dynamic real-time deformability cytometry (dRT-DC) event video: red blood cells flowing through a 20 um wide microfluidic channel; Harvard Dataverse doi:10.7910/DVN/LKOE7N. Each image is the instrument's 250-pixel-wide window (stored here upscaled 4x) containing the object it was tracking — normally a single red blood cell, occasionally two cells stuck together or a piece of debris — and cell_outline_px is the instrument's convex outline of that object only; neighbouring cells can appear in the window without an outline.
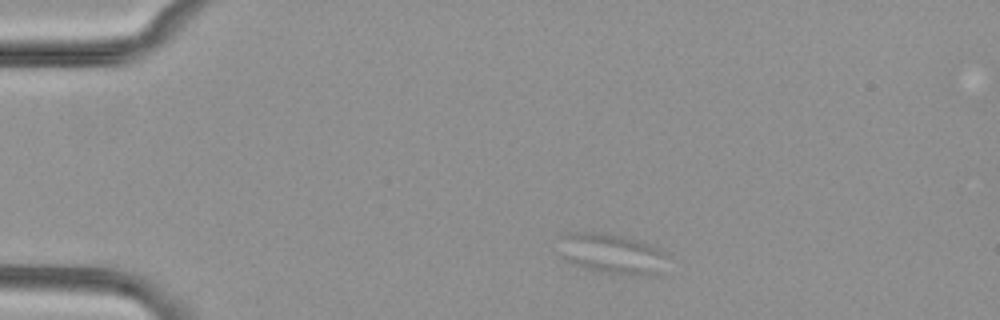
{"species": "common noctule bat (a hibernating species)", "species_latin": "Nyctalus noctula", "temperature_condition": "cold", "stored_images_in_passage": 4, "camera_frame_rate_fps": 3000, "um_per_image_px": 0.085, "animal": {"sex": "female", "body_mass_g": 29.2, "forearm_length_mm": 56.3}, "frame": {"image": 1, "passage_image": 1, "time_ms": 0.0, "image_size_px": [1000, 320], "cell_outline_px": [[668, 256], [664, 272], [652, 276], [628, 276], [604, 272], [584, 268], [572, 264], [564, 260], [560, 256], [556, 236], [564, 232], [600, 232], [620, 236], [652, 244], [668, 252]], "centroid_in_image_um": [52.0, 21.57], "position_along_channel_um": 33.0, "area_um2": 26.7}}
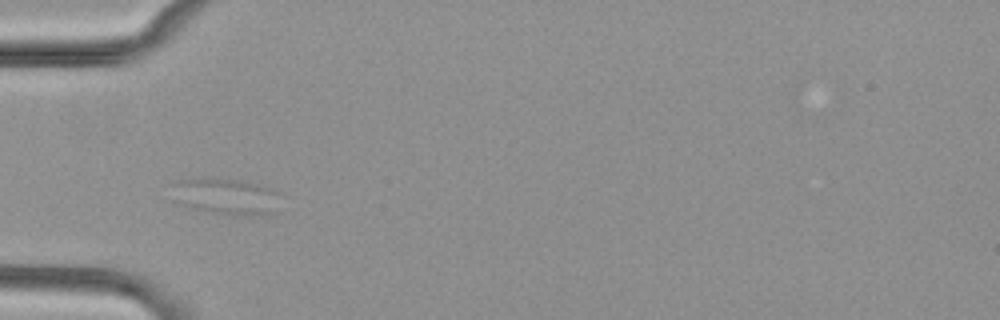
{"frame": {"image": 2, "passage_image": 3, "time_ms": 0.667, "image_size_px": [1000, 320], "cell_outline_px": [[276, 212], [260, 216], [236, 216], [188, 208], [176, 204], [172, 200], [172, 184], [176, 180], [236, 180], [256, 184], [268, 188], [276, 192]], "centroid_in_image_um": [19.12, 16.76], "position_along_channel_um": 65.9, "area_um2": 22.72}}
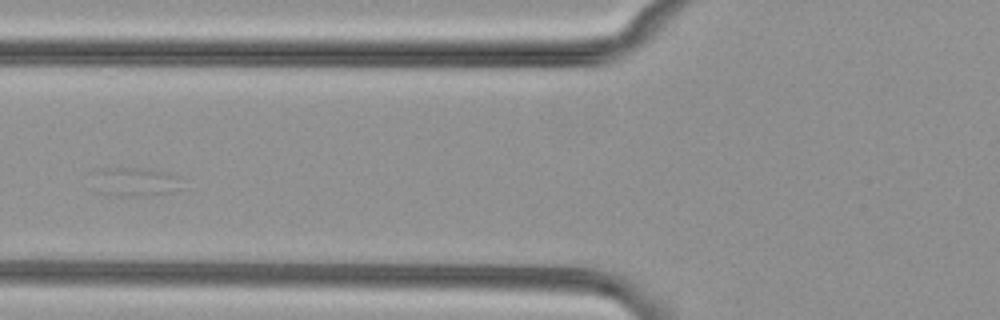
{"frame": {"image": 3, "passage_image": 4, "time_ms": 1.0, "image_size_px": [1000, 320], "cell_outline_px": [[184, 188], [172, 192], [140, 196], [108, 196], [96, 192], [92, 172], [100, 168], [148, 168], [168, 172], [180, 176]], "centroid_in_image_um": [11.48, 15.46], "position_along_channel_um": 114.3, "area_um2": 15.72}}